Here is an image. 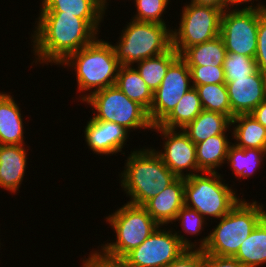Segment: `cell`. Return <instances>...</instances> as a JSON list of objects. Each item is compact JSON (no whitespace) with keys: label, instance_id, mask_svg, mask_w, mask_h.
I'll return each instance as SVG.
<instances>
[{"label":"cell","instance_id":"10","mask_svg":"<svg viewBox=\"0 0 266 267\" xmlns=\"http://www.w3.org/2000/svg\"><path fill=\"white\" fill-rule=\"evenodd\" d=\"M223 11L188 2L182 7L179 26L171 29L172 47L180 55L186 48L220 35Z\"/></svg>","mask_w":266,"mask_h":267},{"label":"cell","instance_id":"40","mask_svg":"<svg viewBox=\"0 0 266 267\" xmlns=\"http://www.w3.org/2000/svg\"><path fill=\"white\" fill-rule=\"evenodd\" d=\"M229 1H230V8H233L234 6H236V8H238L239 5L245 4V5H243L244 8H257V9L266 10L265 3L260 2L262 0H260V1L259 0H229ZM254 1H256V2L258 1V3H256V5L255 4L253 5ZM249 2H251V4ZM246 5H248V6H246Z\"/></svg>","mask_w":266,"mask_h":267},{"label":"cell","instance_id":"31","mask_svg":"<svg viewBox=\"0 0 266 267\" xmlns=\"http://www.w3.org/2000/svg\"><path fill=\"white\" fill-rule=\"evenodd\" d=\"M171 0H134L136 14L132 16V20L139 22H154L166 24L164 18L166 8Z\"/></svg>","mask_w":266,"mask_h":267},{"label":"cell","instance_id":"17","mask_svg":"<svg viewBox=\"0 0 266 267\" xmlns=\"http://www.w3.org/2000/svg\"><path fill=\"white\" fill-rule=\"evenodd\" d=\"M25 145H0V187L11 194L21 187L27 167Z\"/></svg>","mask_w":266,"mask_h":267},{"label":"cell","instance_id":"27","mask_svg":"<svg viewBox=\"0 0 266 267\" xmlns=\"http://www.w3.org/2000/svg\"><path fill=\"white\" fill-rule=\"evenodd\" d=\"M203 110L195 87L188 90L179 100L171 113L159 124L168 129H183Z\"/></svg>","mask_w":266,"mask_h":267},{"label":"cell","instance_id":"33","mask_svg":"<svg viewBox=\"0 0 266 267\" xmlns=\"http://www.w3.org/2000/svg\"><path fill=\"white\" fill-rule=\"evenodd\" d=\"M176 221H179L178 223H181L180 227L182 228V231L185 234L187 233V235L189 234L190 236L200 235V233L204 231V224H207V220L202 215H200L196 210L191 209L185 205L178 212L175 222Z\"/></svg>","mask_w":266,"mask_h":267},{"label":"cell","instance_id":"30","mask_svg":"<svg viewBox=\"0 0 266 267\" xmlns=\"http://www.w3.org/2000/svg\"><path fill=\"white\" fill-rule=\"evenodd\" d=\"M223 69L226 82L230 78H248L258 70L254 58L234 52H227Z\"/></svg>","mask_w":266,"mask_h":267},{"label":"cell","instance_id":"37","mask_svg":"<svg viewBox=\"0 0 266 267\" xmlns=\"http://www.w3.org/2000/svg\"><path fill=\"white\" fill-rule=\"evenodd\" d=\"M90 252L88 258L82 260L81 267H125L121 262L106 260L93 250Z\"/></svg>","mask_w":266,"mask_h":267},{"label":"cell","instance_id":"9","mask_svg":"<svg viewBox=\"0 0 266 267\" xmlns=\"http://www.w3.org/2000/svg\"><path fill=\"white\" fill-rule=\"evenodd\" d=\"M162 228V229H161ZM157 227L137 248L130 251L120 262L125 267H167L187 248L195 249V242L182 232Z\"/></svg>","mask_w":266,"mask_h":267},{"label":"cell","instance_id":"38","mask_svg":"<svg viewBox=\"0 0 266 267\" xmlns=\"http://www.w3.org/2000/svg\"><path fill=\"white\" fill-rule=\"evenodd\" d=\"M192 3L221 9L223 12L230 8L229 0H191Z\"/></svg>","mask_w":266,"mask_h":267},{"label":"cell","instance_id":"8","mask_svg":"<svg viewBox=\"0 0 266 267\" xmlns=\"http://www.w3.org/2000/svg\"><path fill=\"white\" fill-rule=\"evenodd\" d=\"M84 102L93 108L92 117L95 120L117 123L129 132L153 128L148 111L138 102L130 100L116 85L92 92Z\"/></svg>","mask_w":266,"mask_h":267},{"label":"cell","instance_id":"32","mask_svg":"<svg viewBox=\"0 0 266 267\" xmlns=\"http://www.w3.org/2000/svg\"><path fill=\"white\" fill-rule=\"evenodd\" d=\"M193 86L226 83L223 66H188Z\"/></svg>","mask_w":266,"mask_h":267},{"label":"cell","instance_id":"29","mask_svg":"<svg viewBox=\"0 0 266 267\" xmlns=\"http://www.w3.org/2000/svg\"><path fill=\"white\" fill-rule=\"evenodd\" d=\"M193 87L198 92L203 110L218 112L232 119V109L226 83Z\"/></svg>","mask_w":266,"mask_h":267},{"label":"cell","instance_id":"36","mask_svg":"<svg viewBox=\"0 0 266 267\" xmlns=\"http://www.w3.org/2000/svg\"><path fill=\"white\" fill-rule=\"evenodd\" d=\"M203 267H244L235 257L204 253Z\"/></svg>","mask_w":266,"mask_h":267},{"label":"cell","instance_id":"14","mask_svg":"<svg viewBox=\"0 0 266 267\" xmlns=\"http://www.w3.org/2000/svg\"><path fill=\"white\" fill-rule=\"evenodd\" d=\"M232 118L252 111L266 100V75L257 70L248 78H230L226 82Z\"/></svg>","mask_w":266,"mask_h":267},{"label":"cell","instance_id":"11","mask_svg":"<svg viewBox=\"0 0 266 267\" xmlns=\"http://www.w3.org/2000/svg\"><path fill=\"white\" fill-rule=\"evenodd\" d=\"M234 8L226 9L222 13L220 37L227 52L254 58L257 51L259 19L266 10Z\"/></svg>","mask_w":266,"mask_h":267},{"label":"cell","instance_id":"19","mask_svg":"<svg viewBox=\"0 0 266 267\" xmlns=\"http://www.w3.org/2000/svg\"><path fill=\"white\" fill-rule=\"evenodd\" d=\"M231 137L237 147L266 150V128L252 114H241L231 119Z\"/></svg>","mask_w":266,"mask_h":267},{"label":"cell","instance_id":"12","mask_svg":"<svg viewBox=\"0 0 266 267\" xmlns=\"http://www.w3.org/2000/svg\"><path fill=\"white\" fill-rule=\"evenodd\" d=\"M192 87L190 68L179 56L169 66L160 86L153 92L152 105L148 111L151 124L159 125Z\"/></svg>","mask_w":266,"mask_h":267},{"label":"cell","instance_id":"26","mask_svg":"<svg viewBox=\"0 0 266 267\" xmlns=\"http://www.w3.org/2000/svg\"><path fill=\"white\" fill-rule=\"evenodd\" d=\"M39 12H63L82 19H104L106 10L97 0H41Z\"/></svg>","mask_w":266,"mask_h":267},{"label":"cell","instance_id":"1","mask_svg":"<svg viewBox=\"0 0 266 267\" xmlns=\"http://www.w3.org/2000/svg\"><path fill=\"white\" fill-rule=\"evenodd\" d=\"M103 21L82 19L63 12H40L30 37L33 42L31 52L35 55L32 64H61L70 54L99 37Z\"/></svg>","mask_w":266,"mask_h":267},{"label":"cell","instance_id":"2","mask_svg":"<svg viewBox=\"0 0 266 267\" xmlns=\"http://www.w3.org/2000/svg\"><path fill=\"white\" fill-rule=\"evenodd\" d=\"M144 148L130 152L119 174L120 186L130 198L127 203L136 206H142L178 178L165 166L155 148Z\"/></svg>","mask_w":266,"mask_h":267},{"label":"cell","instance_id":"25","mask_svg":"<svg viewBox=\"0 0 266 267\" xmlns=\"http://www.w3.org/2000/svg\"><path fill=\"white\" fill-rule=\"evenodd\" d=\"M226 54L224 42L219 35L204 43L186 48L180 57L187 66H223Z\"/></svg>","mask_w":266,"mask_h":267},{"label":"cell","instance_id":"3","mask_svg":"<svg viewBox=\"0 0 266 267\" xmlns=\"http://www.w3.org/2000/svg\"><path fill=\"white\" fill-rule=\"evenodd\" d=\"M60 65L75 71L81 102L92 92L114 86L121 67L111 42L98 37L89 45L70 54Z\"/></svg>","mask_w":266,"mask_h":267},{"label":"cell","instance_id":"5","mask_svg":"<svg viewBox=\"0 0 266 267\" xmlns=\"http://www.w3.org/2000/svg\"><path fill=\"white\" fill-rule=\"evenodd\" d=\"M105 219L113 228L116 239L101 244L100 249L94 251L102 258L115 262H120L160 226L142 206L129 203H125Z\"/></svg>","mask_w":266,"mask_h":267},{"label":"cell","instance_id":"16","mask_svg":"<svg viewBox=\"0 0 266 267\" xmlns=\"http://www.w3.org/2000/svg\"><path fill=\"white\" fill-rule=\"evenodd\" d=\"M185 205V178L178 177L157 196L150 198L142 207L160 225L173 224L180 209Z\"/></svg>","mask_w":266,"mask_h":267},{"label":"cell","instance_id":"18","mask_svg":"<svg viewBox=\"0 0 266 267\" xmlns=\"http://www.w3.org/2000/svg\"><path fill=\"white\" fill-rule=\"evenodd\" d=\"M13 97L0 92V145H26L22 109Z\"/></svg>","mask_w":266,"mask_h":267},{"label":"cell","instance_id":"28","mask_svg":"<svg viewBox=\"0 0 266 267\" xmlns=\"http://www.w3.org/2000/svg\"><path fill=\"white\" fill-rule=\"evenodd\" d=\"M180 55L171 47L167 52L155 57L144 59L134 67L140 73L147 86L154 92L161 84L169 66Z\"/></svg>","mask_w":266,"mask_h":267},{"label":"cell","instance_id":"41","mask_svg":"<svg viewBox=\"0 0 266 267\" xmlns=\"http://www.w3.org/2000/svg\"><path fill=\"white\" fill-rule=\"evenodd\" d=\"M98 1V3L106 10L107 9V6L109 5L108 3V1L109 0H97Z\"/></svg>","mask_w":266,"mask_h":267},{"label":"cell","instance_id":"15","mask_svg":"<svg viewBox=\"0 0 266 267\" xmlns=\"http://www.w3.org/2000/svg\"><path fill=\"white\" fill-rule=\"evenodd\" d=\"M86 145L98 156L121 154L123 147L127 145L130 132L117 123L98 121L93 117L87 121L84 127ZM126 142V143H125Z\"/></svg>","mask_w":266,"mask_h":267},{"label":"cell","instance_id":"35","mask_svg":"<svg viewBox=\"0 0 266 267\" xmlns=\"http://www.w3.org/2000/svg\"><path fill=\"white\" fill-rule=\"evenodd\" d=\"M204 252L202 249L187 248L167 267H203Z\"/></svg>","mask_w":266,"mask_h":267},{"label":"cell","instance_id":"39","mask_svg":"<svg viewBox=\"0 0 266 267\" xmlns=\"http://www.w3.org/2000/svg\"><path fill=\"white\" fill-rule=\"evenodd\" d=\"M252 116L266 128V100L262 101L253 111Z\"/></svg>","mask_w":266,"mask_h":267},{"label":"cell","instance_id":"6","mask_svg":"<svg viewBox=\"0 0 266 267\" xmlns=\"http://www.w3.org/2000/svg\"><path fill=\"white\" fill-rule=\"evenodd\" d=\"M167 26L130 19L121 31L118 42L112 44L120 64L134 66L144 59L167 52L172 47L171 27Z\"/></svg>","mask_w":266,"mask_h":267},{"label":"cell","instance_id":"13","mask_svg":"<svg viewBox=\"0 0 266 267\" xmlns=\"http://www.w3.org/2000/svg\"><path fill=\"white\" fill-rule=\"evenodd\" d=\"M151 131L162 136L164 150L158 149L156 153L172 173L184 178L201 173L196 159V146L182 129L154 125Z\"/></svg>","mask_w":266,"mask_h":267},{"label":"cell","instance_id":"20","mask_svg":"<svg viewBox=\"0 0 266 267\" xmlns=\"http://www.w3.org/2000/svg\"><path fill=\"white\" fill-rule=\"evenodd\" d=\"M232 142L228 134L223 133L202 141L196 146V159L200 172L217 173V168L226 163L227 154Z\"/></svg>","mask_w":266,"mask_h":267},{"label":"cell","instance_id":"24","mask_svg":"<svg viewBox=\"0 0 266 267\" xmlns=\"http://www.w3.org/2000/svg\"><path fill=\"white\" fill-rule=\"evenodd\" d=\"M266 159V150L260 149H244L237 147L235 144H231L228 150L226 163L227 166L232 170V174L235 175V178L247 179L262 168L261 162L264 164Z\"/></svg>","mask_w":266,"mask_h":267},{"label":"cell","instance_id":"7","mask_svg":"<svg viewBox=\"0 0 266 267\" xmlns=\"http://www.w3.org/2000/svg\"><path fill=\"white\" fill-rule=\"evenodd\" d=\"M224 181V182H223ZM221 174L201 172L185 177V206L206 220L225 216L242 198L225 183Z\"/></svg>","mask_w":266,"mask_h":267},{"label":"cell","instance_id":"4","mask_svg":"<svg viewBox=\"0 0 266 267\" xmlns=\"http://www.w3.org/2000/svg\"><path fill=\"white\" fill-rule=\"evenodd\" d=\"M252 201L241 199L219 219L218 224L207 236L195 242V249H202L204 253L212 255L233 257L242 242L266 216L263 204Z\"/></svg>","mask_w":266,"mask_h":267},{"label":"cell","instance_id":"21","mask_svg":"<svg viewBox=\"0 0 266 267\" xmlns=\"http://www.w3.org/2000/svg\"><path fill=\"white\" fill-rule=\"evenodd\" d=\"M231 127V119L221 113L202 110V112L182 130L189 139L198 144L206 139L227 133Z\"/></svg>","mask_w":266,"mask_h":267},{"label":"cell","instance_id":"22","mask_svg":"<svg viewBox=\"0 0 266 267\" xmlns=\"http://www.w3.org/2000/svg\"><path fill=\"white\" fill-rule=\"evenodd\" d=\"M235 257L244 267L266 264V216L242 242Z\"/></svg>","mask_w":266,"mask_h":267},{"label":"cell","instance_id":"34","mask_svg":"<svg viewBox=\"0 0 266 267\" xmlns=\"http://www.w3.org/2000/svg\"><path fill=\"white\" fill-rule=\"evenodd\" d=\"M257 69L266 75V12L260 17L257 32V51L255 54Z\"/></svg>","mask_w":266,"mask_h":267},{"label":"cell","instance_id":"23","mask_svg":"<svg viewBox=\"0 0 266 267\" xmlns=\"http://www.w3.org/2000/svg\"><path fill=\"white\" fill-rule=\"evenodd\" d=\"M115 85L130 100L138 102L147 111L150 110L153 100V91L147 86L134 66L121 65Z\"/></svg>","mask_w":266,"mask_h":267}]
</instances>
